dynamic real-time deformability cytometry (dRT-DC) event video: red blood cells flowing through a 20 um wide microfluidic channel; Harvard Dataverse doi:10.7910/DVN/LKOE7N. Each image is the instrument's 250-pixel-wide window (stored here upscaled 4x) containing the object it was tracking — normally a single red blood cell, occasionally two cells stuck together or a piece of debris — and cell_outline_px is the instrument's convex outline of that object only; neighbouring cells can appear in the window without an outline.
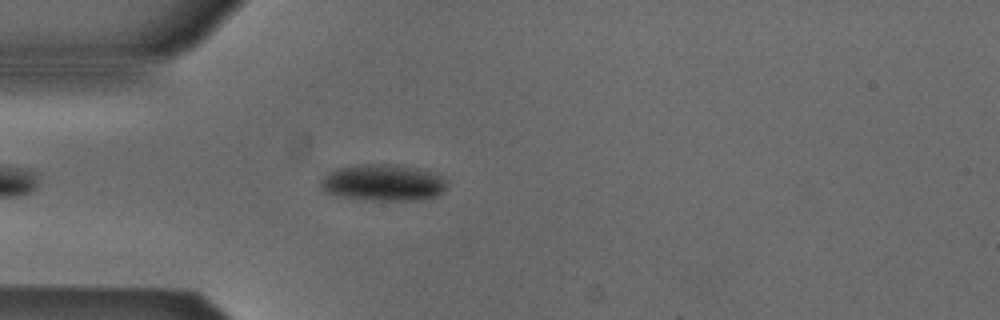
{"species": "Egyptian fruit bat (a non-hibernating species)", "species_latin": "Rousettus aegyptiacus", "temperature_condition": "cold", "stored_images_in_passage": 44, "camera_frame_rate_fps": 3000, "um_per_image_px": 0.085, "animal": {"sex": "male"}, "frame": {"image": 1, "passage_image": 6, "time_ms": 1.667, "image_size_px": [1000, 320], "cell_outline_px": [[444, 192], [436, 196], [412, 200], [372, 200], [336, 196], [324, 192], [320, 188], [320, 180], [328, 172], [336, 168], [360, 164], [404, 164], [432, 172], [444, 176]], "centroid_in_image_um": [32.52, 15.51], "position_along_channel_um": 52.5, "area_um2": 27.17}}
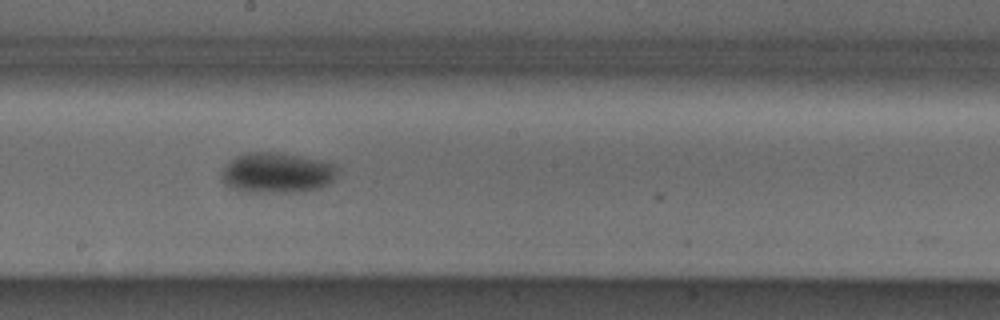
{"frame": {"image": 2, "passage_image": 20, "time_ms": 6.333, "image_size_px": [1000, 320], "cell_outline_px": [[340, 168], [336, 176], [328, 184], [320, 188], [292, 192], [244, 192], [228, 188], [224, 184], [220, 176], [220, 172], [236, 156], [248, 152], [276, 152], [320, 160], [332, 164]], "centroid_in_image_um": [23.51, 14.7], "position_along_channel_um": 224.7, "area_um2": 27.4}}
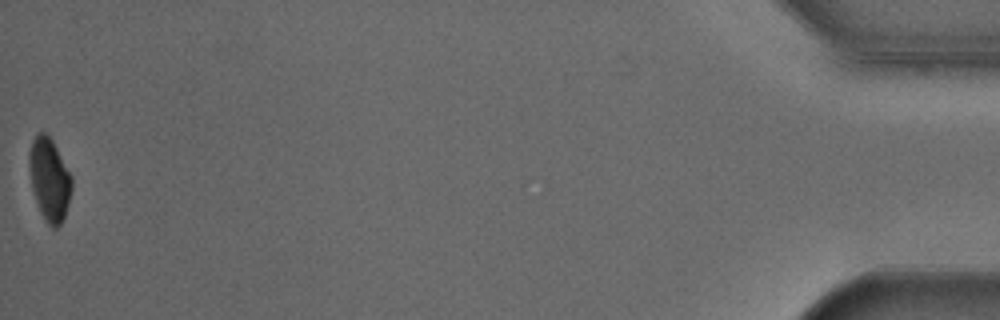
{"frame": {"image": 3, "passage_image": 44, "time_ms": 14.333, "image_size_px": [1000, 320], "cell_outline_px": [[72, 188], [68, 204], [64, 216], [60, 224], [56, 228], [52, 228], [48, 224], [40, 212], [32, 188], [28, 164], [28, 152], [32, 140], [40, 132], [44, 132], [52, 140], [72, 176]], "centroid_in_image_um": [4.19, 15.24], "position_along_channel_um": 431.0, "area_um2": 20.4}, "authors_computed_cell_mechanics": {"area_um2": 25.6343, "velocity_mm_per_s": 3.8661, "shape_relaxation_time_tau1_ms": 2.5789, "shape_relaxation_time_tau2_ms": null, "deformation_change_tau1": 0.0935, "deformation_change_tau2": null}}